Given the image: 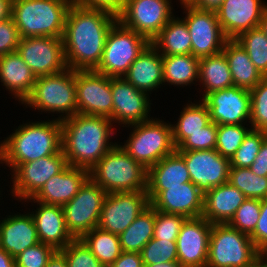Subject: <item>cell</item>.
Here are the masks:
<instances>
[{"label":"cell","instance_id":"obj_1","mask_svg":"<svg viewBox=\"0 0 267 267\" xmlns=\"http://www.w3.org/2000/svg\"><path fill=\"white\" fill-rule=\"evenodd\" d=\"M117 20L118 16L109 11L72 3L62 36L67 67L75 71L95 70L109 30Z\"/></svg>","mask_w":267,"mask_h":267},{"label":"cell","instance_id":"obj_2","mask_svg":"<svg viewBox=\"0 0 267 267\" xmlns=\"http://www.w3.org/2000/svg\"><path fill=\"white\" fill-rule=\"evenodd\" d=\"M109 117L77 113L61 120L62 151L67 164L91 170L112 149L114 135Z\"/></svg>","mask_w":267,"mask_h":267},{"label":"cell","instance_id":"obj_3","mask_svg":"<svg viewBox=\"0 0 267 267\" xmlns=\"http://www.w3.org/2000/svg\"><path fill=\"white\" fill-rule=\"evenodd\" d=\"M62 150V124L56 119L20 125L1 143L2 161L14 170L19 164L57 154Z\"/></svg>","mask_w":267,"mask_h":267},{"label":"cell","instance_id":"obj_4","mask_svg":"<svg viewBox=\"0 0 267 267\" xmlns=\"http://www.w3.org/2000/svg\"><path fill=\"white\" fill-rule=\"evenodd\" d=\"M72 0H13L12 19L20 38L62 37Z\"/></svg>","mask_w":267,"mask_h":267},{"label":"cell","instance_id":"obj_5","mask_svg":"<svg viewBox=\"0 0 267 267\" xmlns=\"http://www.w3.org/2000/svg\"><path fill=\"white\" fill-rule=\"evenodd\" d=\"M148 170L116 144L89 171V177L107 194L147 190Z\"/></svg>","mask_w":267,"mask_h":267},{"label":"cell","instance_id":"obj_6","mask_svg":"<svg viewBox=\"0 0 267 267\" xmlns=\"http://www.w3.org/2000/svg\"><path fill=\"white\" fill-rule=\"evenodd\" d=\"M23 104L42 111L65 113L59 120L77 114L75 70L67 68L61 73L37 77Z\"/></svg>","mask_w":267,"mask_h":267},{"label":"cell","instance_id":"obj_7","mask_svg":"<svg viewBox=\"0 0 267 267\" xmlns=\"http://www.w3.org/2000/svg\"><path fill=\"white\" fill-rule=\"evenodd\" d=\"M132 126L135 128L121 148L147 170L165 156L176 151L172 124L151 118L142 123L132 124Z\"/></svg>","mask_w":267,"mask_h":267},{"label":"cell","instance_id":"obj_8","mask_svg":"<svg viewBox=\"0 0 267 267\" xmlns=\"http://www.w3.org/2000/svg\"><path fill=\"white\" fill-rule=\"evenodd\" d=\"M151 42L117 20L109 30L103 55L95 71L110 78L123 77Z\"/></svg>","mask_w":267,"mask_h":267},{"label":"cell","instance_id":"obj_9","mask_svg":"<svg viewBox=\"0 0 267 267\" xmlns=\"http://www.w3.org/2000/svg\"><path fill=\"white\" fill-rule=\"evenodd\" d=\"M259 254L249 235L228 223L212 224L206 267H243Z\"/></svg>","mask_w":267,"mask_h":267},{"label":"cell","instance_id":"obj_10","mask_svg":"<svg viewBox=\"0 0 267 267\" xmlns=\"http://www.w3.org/2000/svg\"><path fill=\"white\" fill-rule=\"evenodd\" d=\"M106 195L107 193L89 177L77 195L62 206L66 228L74 239H81L98 227Z\"/></svg>","mask_w":267,"mask_h":267},{"label":"cell","instance_id":"obj_11","mask_svg":"<svg viewBox=\"0 0 267 267\" xmlns=\"http://www.w3.org/2000/svg\"><path fill=\"white\" fill-rule=\"evenodd\" d=\"M182 5L187 13L183 20L191 36V54L202 58L221 53L228 39L221 29L216 12L196 8L189 3Z\"/></svg>","mask_w":267,"mask_h":267},{"label":"cell","instance_id":"obj_12","mask_svg":"<svg viewBox=\"0 0 267 267\" xmlns=\"http://www.w3.org/2000/svg\"><path fill=\"white\" fill-rule=\"evenodd\" d=\"M17 52L36 77L67 69L62 37L20 38Z\"/></svg>","mask_w":267,"mask_h":267},{"label":"cell","instance_id":"obj_13","mask_svg":"<svg viewBox=\"0 0 267 267\" xmlns=\"http://www.w3.org/2000/svg\"><path fill=\"white\" fill-rule=\"evenodd\" d=\"M170 0H127L118 20L150 42L173 18Z\"/></svg>","mask_w":267,"mask_h":267},{"label":"cell","instance_id":"obj_14","mask_svg":"<svg viewBox=\"0 0 267 267\" xmlns=\"http://www.w3.org/2000/svg\"><path fill=\"white\" fill-rule=\"evenodd\" d=\"M77 113L112 120L111 78L95 70L75 71Z\"/></svg>","mask_w":267,"mask_h":267},{"label":"cell","instance_id":"obj_15","mask_svg":"<svg viewBox=\"0 0 267 267\" xmlns=\"http://www.w3.org/2000/svg\"><path fill=\"white\" fill-rule=\"evenodd\" d=\"M149 205L146 191L108 193L103 201L98 227L120 235Z\"/></svg>","mask_w":267,"mask_h":267},{"label":"cell","instance_id":"obj_16","mask_svg":"<svg viewBox=\"0 0 267 267\" xmlns=\"http://www.w3.org/2000/svg\"><path fill=\"white\" fill-rule=\"evenodd\" d=\"M61 150L57 154L19 164L13 172L12 193L19 199L33 198L44 184L67 166Z\"/></svg>","mask_w":267,"mask_h":267},{"label":"cell","instance_id":"obj_17","mask_svg":"<svg viewBox=\"0 0 267 267\" xmlns=\"http://www.w3.org/2000/svg\"><path fill=\"white\" fill-rule=\"evenodd\" d=\"M185 161L191 182L205 195L213 187L228 182L230 160L215 149L176 151Z\"/></svg>","mask_w":267,"mask_h":267},{"label":"cell","instance_id":"obj_18","mask_svg":"<svg viewBox=\"0 0 267 267\" xmlns=\"http://www.w3.org/2000/svg\"><path fill=\"white\" fill-rule=\"evenodd\" d=\"M202 101L207 105L211 121L216 125L243 124L250 120V90L232 86L209 93Z\"/></svg>","mask_w":267,"mask_h":267},{"label":"cell","instance_id":"obj_19","mask_svg":"<svg viewBox=\"0 0 267 267\" xmlns=\"http://www.w3.org/2000/svg\"><path fill=\"white\" fill-rule=\"evenodd\" d=\"M211 228L203 216L184 220L176 239L178 261L184 267H206Z\"/></svg>","mask_w":267,"mask_h":267},{"label":"cell","instance_id":"obj_20","mask_svg":"<svg viewBox=\"0 0 267 267\" xmlns=\"http://www.w3.org/2000/svg\"><path fill=\"white\" fill-rule=\"evenodd\" d=\"M111 91L112 121L130 126L150 120L148 93L136 89L123 77L111 78Z\"/></svg>","mask_w":267,"mask_h":267},{"label":"cell","instance_id":"obj_21","mask_svg":"<svg viewBox=\"0 0 267 267\" xmlns=\"http://www.w3.org/2000/svg\"><path fill=\"white\" fill-rule=\"evenodd\" d=\"M267 5L261 0H224L215 11L227 39L259 27Z\"/></svg>","mask_w":267,"mask_h":267},{"label":"cell","instance_id":"obj_22","mask_svg":"<svg viewBox=\"0 0 267 267\" xmlns=\"http://www.w3.org/2000/svg\"><path fill=\"white\" fill-rule=\"evenodd\" d=\"M150 205L157 211L196 218L203 214L204 194L192 182H186L161 191Z\"/></svg>","mask_w":267,"mask_h":267},{"label":"cell","instance_id":"obj_23","mask_svg":"<svg viewBox=\"0 0 267 267\" xmlns=\"http://www.w3.org/2000/svg\"><path fill=\"white\" fill-rule=\"evenodd\" d=\"M88 178L89 170L68 164L60 173L51 177L33 198L27 200L64 206L77 195Z\"/></svg>","mask_w":267,"mask_h":267},{"label":"cell","instance_id":"obj_24","mask_svg":"<svg viewBox=\"0 0 267 267\" xmlns=\"http://www.w3.org/2000/svg\"><path fill=\"white\" fill-rule=\"evenodd\" d=\"M186 182H191L186 163L175 151L148 169L146 192L149 202L168 187L183 186Z\"/></svg>","mask_w":267,"mask_h":267},{"label":"cell","instance_id":"obj_25","mask_svg":"<svg viewBox=\"0 0 267 267\" xmlns=\"http://www.w3.org/2000/svg\"><path fill=\"white\" fill-rule=\"evenodd\" d=\"M37 211L31 213L39 242L51 245L56 250L63 249L74 238L65 224L62 206L48 205L41 202Z\"/></svg>","mask_w":267,"mask_h":267},{"label":"cell","instance_id":"obj_26","mask_svg":"<svg viewBox=\"0 0 267 267\" xmlns=\"http://www.w3.org/2000/svg\"><path fill=\"white\" fill-rule=\"evenodd\" d=\"M39 243L31 214L8 216L0 222V248L13 258Z\"/></svg>","mask_w":267,"mask_h":267},{"label":"cell","instance_id":"obj_27","mask_svg":"<svg viewBox=\"0 0 267 267\" xmlns=\"http://www.w3.org/2000/svg\"><path fill=\"white\" fill-rule=\"evenodd\" d=\"M123 78L136 89L151 92L163 82V56L151 43L133 61Z\"/></svg>","mask_w":267,"mask_h":267},{"label":"cell","instance_id":"obj_28","mask_svg":"<svg viewBox=\"0 0 267 267\" xmlns=\"http://www.w3.org/2000/svg\"><path fill=\"white\" fill-rule=\"evenodd\" d=\"M246 199L245 195L229 182L213 187L204 195L202 216L212 224L228 223Z\"/></svg>","mask_w":267,"mask_h":267},{"label":"cell","instance_id":"obj_29","mask_svg":"<svg viewBox=\"0 0 267 267\" xmlns=\"http://www.w3.org/2000/svg\"><path fill=\"white\" fill-rule=\"evenodd\" d=\"M36 78L17 51L0 56V80L22 103L30 95Z\"/></svg>","mask_w":267,"mask_h":267},{"label":"cell","instance_id":"obj_30","mask_svg":"<svg viewBox=\"0 0 267 267\" xmlns=\"http://www.w3.org/2000/svg\"><path fill=\"white\" fill-rule=\"evenodd\" d=\"M222 52L226 56L234 86L251 90L264 78L244 48L234 39L225 42Z\"/></svg>","mask_w":267,"mask_h":267},{"label":"cell","instance_id":"obj_31","mask_svg":"<svg viewBox=\"0 0 267 267\" xmlns=\"http://www.w3.org/2000/svg\"><path fill=\"white\" fill-rule=\"evenodd\" d=\"M198 80L205 88L203 99L209 93L234 86L230 68L223 52L200 58Z\"/></svg>","mask_w":267,"mask_h":267},{"label":"cell","instance_id":"obj_32","mask_svg":"<svg viewBox=\"0 0 267 267\" xmlns=\"http://www.w3.org/2000/svg\"><path fill=\"white\" fill-rule=\"evenodd\" d=\"M151 44L160 53L162 51V55L191 54V36L187 24L178 17H173Z\"/></svg>","mask_w":267,"mask_h":267},{"label":"cell","instance_id":"obj_33","mask_svg":"<svg viewBox=\"0 0 267 267\" xmlns=\"http://www.w3.org/2000/svg\"><path fill=\"white\" fill-rule=\"evenodd\" d=\"M155 209L149 205L119 235L122 251L141 252L142 248L153 238Z\"/></svg>","mask_w":267,"mask_h":267},{"label":"cell","instance_id":"obj_34","mask_svg":"<svg viewBox=\"0 0 267 267\" xmlns=\"http://www.w3.org/2000/svg\"><path fill=\"white\" fill-rule=\"evenodd\" d=\"M163 82L185 86L198 80L200 58L192 54L162 55Z\"/></svg>","mask_w":267,"mask_h":267},{"label":"cell","instance_id":"obj_35","mask_svg":"<svg viewBox=\"0 0 267 267\" xmlns=\"http://www.w3.org/2000/svg\"><path fill=\"white\" fill-rule=\"evenodd\" d=\"M178 122L172 125L173 142L177 148L191 133H197L210 122L207 105L202 101L200 104H187L180 112Z\"/></svg>","mask_w":267,"mask_h":267},{"label":"cell","instance_id":"obj_36","mask_svg":"<svg viewBox=\"0 0 267 267\" xmlns=\"http://www.w3.org/2000/svg\"><path fill=\"white\" fill-rule=\"evenodd\" d=\"M104 267H110L123 252L119 235L93 228L81 238Z\"/></svg>","mask_w":267,"mask_h":267},{"label":"cell","instance_id":"obj_37","mask_svg":"<svg viewBox=\"0 0 267 267\" xmlns=\"http://www.w3.org/2000/svg\"><path fill=\"white\" fill-rule=\"evenodd\" d=\"M228 182L241 191L246 198H267V177L255 175L250 168L230 167Z\"/></svg>","mask_w":267,"mask_h":267},{"label":"cell","instance_id":"obj_38","mask_svg":"<svg viewBox=\"0 0 267 267\" xmlns=\"http://www.w3.org/2000/svg\"><path fill=\"white\" fill-rule=\"evenodd\" d=\"M260 73L267 77V36L260 27L243 32L236 39Z\"/></svg>","mask_w":267,"mask_h":267},{"label":"cell","instance_id":"obj_39","mask_svg":"<svg viewBox=\"0 0 267 267\" xmlns=\"http://www.w3.org/2000/svg\"><path fill=\"white\" fill-rule=\"evenodd\" d=\"M251 129L245 128L243 124L217 125L215 150L230 160Z\"/></svg>","mask_w":267,"mask_h":267},{"label":"cell","instance_id":"obj_40","mask_svg":"<svg viewBox=\"0 0 267 267\" xmlns=\"http://www.w3.org/2000/svg\"><path fill=\"white\" fill-rule=\"evenodd\" d=\"M267 132L251 129L230 159L231 167L249 168L256 159Z\"/></svg>","mask_w":267,"mask_h":267},{"label":"cell","instance_id":"obj_41","mask_svg":"<svg viewBox=\"0 0 267 267\" xmlns=\"http://www.w3.org/2000/svg\"><path fill=\"white\" fill-rule=\"evenodd\" d=\"M140 254L143 265L178 261L176 241L152 238Z\"/></svg>","mask_w":267,"mask_h":267},{"label":"cell","instance_id":"obj_42","mask_svg":"<svg viewBox=\"0 0 267 267\" xmlns=\"http://www.w3.org/2000/svg\"><path fill=\"white\" fill-rule=\"evenodd\" d=\"M261 200L247 198L236 210L228 224L240 232L251 235L260 216Z\"/></svg>","mask_w":267,"mask_h":267},{"label":"cell","instance_id":"obj_43","mask_svg":"<svg viewBox=\"0 0 267 267\" xmlns=\"http://www.w3.org/2000/svg\"><path fill=\"white\" fill-rule=\"evenodd\" d=\"M251 115L248 121L252 129L267 132V77L250 90Z\"/></svg>","mask_w":267,"mask_h":267},{"label":"cell","instance_id":"obj_44","mask_svg":"<svg viewBox=\"0 0 267 267\" xmlns=\"http://www.w3.org/2000/svg\"><path fill=\"white\" fill-rule=\"evenodd\" d=\"M59 251L65 256L68 267H104L82 239H73Z\"/></svg>","mask_w":267,"mask_h":267},{"label":"cell","instance_id":"obj_45","mask_svg":"<svg viewBox=\"0 0 267 267\" xmlns=\"http://www.w3.org/2000/svg\"><path fill=\"white\" fill-rule=\"evenodd\" d=\"M185 219L182 215L155 210L153 239L176 241Z\"/></svg>","mask_w":267,"mask_h":267},{"label":"cell","instance_id":"obj_46","mask_svg":"<svg viewBox=\"0 0 267 267\" xmlns=\"http://www.w3.org/2000/svg\"><path fill=\"white\" fill-rule=\"evenodd\" d=\"M217 140V125L211 121L207 126L191 133L177 148L176 151L211 150L215 149Z\"/></svg>","mask_w":267,"mask_h":267},{"label":"cell","instance_id":"obj_47","mask_svg":"<svg viewBox=\"0 0 267 267\" xmlns=\"http://www.w3.org/2000/svg\"><path fill=\"white\" fill-rule=\"evenodd\" d=\"M56 251L51 245L39 242L15 257L16 267H46Z\"/></svg>","mask_w":267,"mask_h":267},{"label":"cell","instance_id":"obj_48","mask_svg":"<svg viewBox=\"0 0 267 267\" xmlns=\"http://www.w3.org/2000/svg\"><path fill=\"white\" fill-rule=\"evenodd\" d=\"M19 41L20 36L13 19L0 22V56L17 51Z\"/></svg>","mask_w":267,"mask_h":267},{"label":"cell","instance_id":"obj_49","mask_svg":"<svg viewBox=\"0 0 267 267\" xmlns=\"http://www.w3.org/2000/svg\"><path fill=\"white\" fill-rule=\"evenodd\" d=\"M250 238L260 253L267 249V198L261 200L259 220Z\"/></svg>","mask_w":267,"mask_h":267},{"label":"cell","instance_id":"obj_50","mask_svg":"<svg viewBox=\"0 0 267 267\" xmlns=\"http://www.w3.org/2000/svg\"><path fill=\"white\" fill-rule=\"evenodd\" d=\"M127 0H72L82 7L103 9L118 16L124 9Z\"/></svg>","mask_w":267,"mask_h":267},{"label":"cell","instance_id":"obj_51","mask_svg":"<svg viewBox=\"0 0 267 267\" xmlns=\"http://www.w3.org/2000/svg\"><path fill=\"white\" fill-rule=\"evenodd\" d=\"M249 168L255 175L267 177V137L263 140L260 151Z\"/></svg>","mask_w":267,"mask_h":267},{"label":"cell","instance_id":"obj_52","mask_svg":"<svg viewBox=\"0 0 267 267\" xmlns=\"http://www.w3.org/2000/svg\"><path fill=\"white\" fill-rule=\"evenodd\" d=\"M110 267H144L139 252L123 251Z\"/></svg>","mask_w":267,"mask_h":267},{"label":"cell","instance_id":"obj_53","mask_svg":"<svg viewBox=\"0 0 267 267\" xmlns=\"http://www.w3.org/2000/svg\"><path fill=\"white\" fill-rule=\"evenodd\" d=\"M224 0H192L189 4L202 10L216 11Z\"/></svg>","mask_w":267,"mask_h":267},{"label":"cell","instance_id":"obj_54","mask_svg":"<svg viewBox=\"0 0 267 267\" xmlns=\"http://www.w3.org/2000/svg\"><path fill=\"white\" fill-rule=\"evenodd\" d=\"M13 0H0V22L12 18Z\"/></svg>","mask_w":267,"mask_h":267},{"label":"cell","instance_id":"obj_55","mask_svg":"<svg viewBox=\"0 0 267 267\" xmlns=\"http://www.w3.org/2000/svg\"><path fill=\"white\" fill-rule=\"evenodd\" d=\"M46 267H68L65 256L57 250L49 259Z\"/></svg>","mask_w":267,"mask_h":267},{"label":"cell","instance_id":"obj_56","mask_svg":"<svg viewBox=\"0 0 267 267\" xmlns=\"http://www.w3.org/2000/svg\"><path fill=\"white\" fill-rule=\"evenodd\" d=\"M0 267H16L15 258L0 248Z\"/></svg>","mask_w":267,"mask_h":267},{"label":"cell","instance_id":"obj_57","mask_svg":"<svg viewBox=\"0 0 267 267\" xmlns=\"http://www.w3.org/2000/svg\"><path fill=\"white\" fill-rule=\"evenodd\" d=\"M243 267H267V256L263 253H260L250 263L246 264Z\"/></svg>","mask_w":267,"mask_h":267},{"label":"cell","instance_id":"obj_58","mask_svg":"<svg viewBox=\"0 0 267 267\" xmlns=\"http://www.w3.org/2000/svg\"><path fill=\"white\" fill-rule=\"evenodd\" d=\"M144 267H184L179 261L156 263L153 265H144Z\"/></svg>","mask_w":267,"mask_h":267},{"label":"cell","instance_id":"obj_59","mask_svg":"<svg viewBox=\"0 0 267 267\" xmlns=\"http://www.w3.org/2000/svg\"><path fill=\"white\" fill-rule=\"evenodd\" d=\"M259 27L264 32V34L267 36V7L264 10Z\"/></svg>","mask_w":267,"mask_h":267},{"label":"cell","instance_id":"obj_60","mask_svg":"<svg viewBox=\"0 0 267 267\" xmlns=\"http://www.w3.org/2000/svg\"><path fill=\"white\" fill-rule=\"evenodd\" d=\"M181 2V4H183V3H190L192 0H180Z\"/></svg>","mask_w":267,"mask_h":267},{"label":"cell","instance_id":"obj_61","mask_svg":"<svg viewBox=\"0 0 267 267\" xmlns=\"http://www.w3.org/2000/svg\"><path fill=\"white\" fill-rule=\"evenodd\" d=\"M2 154H1V144H0V161L2 162Z\"/></svg>","mask_w":267,"mask_h":267},{"label":"cell","instance_id":"obj_62","mask_svg":"<svg viewBox=\"0 0 267 267\" xmlns=\"http://www.w3.org/2000/svg\"><path fill=\"white\" fill-rule=\"evenodd\" d=\"M263 254H265L267 256V249L263 252Z\"/></svg>","mask_w":267,"mask_h":267}]
</instances>
